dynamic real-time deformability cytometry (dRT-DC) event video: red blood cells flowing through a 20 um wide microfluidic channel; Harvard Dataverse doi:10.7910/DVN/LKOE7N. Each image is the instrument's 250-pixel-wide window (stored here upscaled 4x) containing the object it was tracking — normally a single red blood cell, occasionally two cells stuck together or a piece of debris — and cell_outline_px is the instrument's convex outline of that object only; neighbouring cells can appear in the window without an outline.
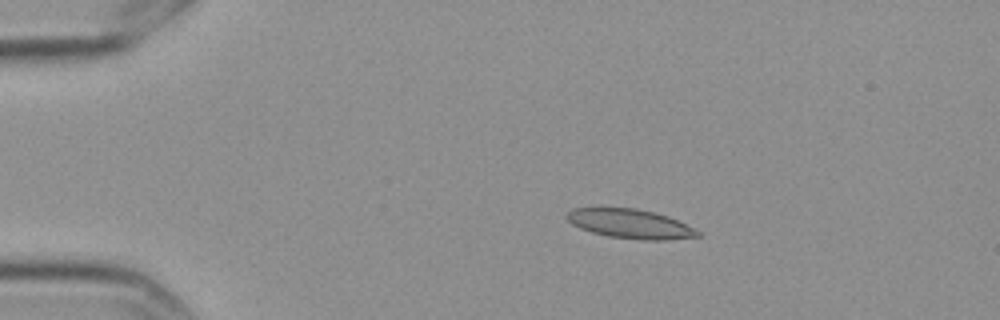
{"species": "Egyptian fruit bat (a non-hibernating species)", "species_latin": "Rousettus aegyptiacus", "temperature_condition": "cold", "stored_images_in_passage": 9, "camera_frame_rate_fps": 3000, "um_per_image_px": 0.085, "frame": {"image": 1, "passage_image": 3, "time_ms": 0.667, "image_size_px": [1000, 320], "cell_outline_px": [[700, 236], [668, 240], [644, 240], [608, 236], [592, 232], [580, 228], [572, 224], [564, 216], [572, 208], [636, 208], [668, 216], [700, 232]], "centroid_in_image_um": [53.54, 19.02], "position_along_channel_um": 31.5, "area_um2": 22.08}}
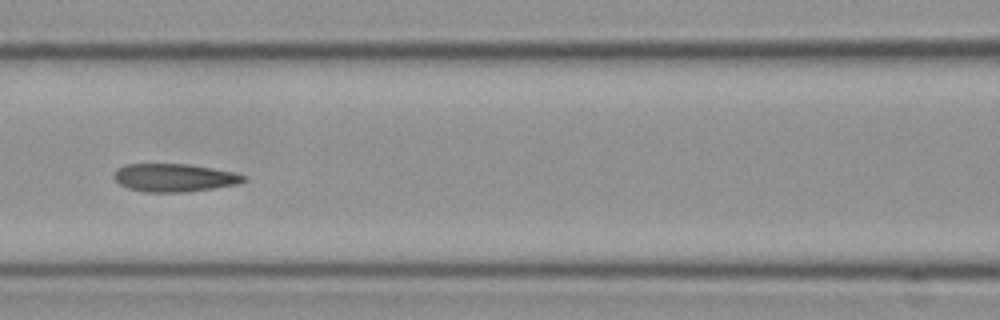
{"frame": {"image": 2, "passage_image": 7, "time_ms": 2.0, "image_size_px": [1000, 320], "cell_outline_px": [[248, 180], [240, 184], [184, 192], [144, 192], [128, 188], [120, 184], [112, 176], [116, 168], [124, 164], [188, 164], [212, 168], [232, 172], [244, 176]], "centroid_in_image_um": [14.78, 15.1], "position_along_channel_um": 151.8, "area_um2": 21.21}}
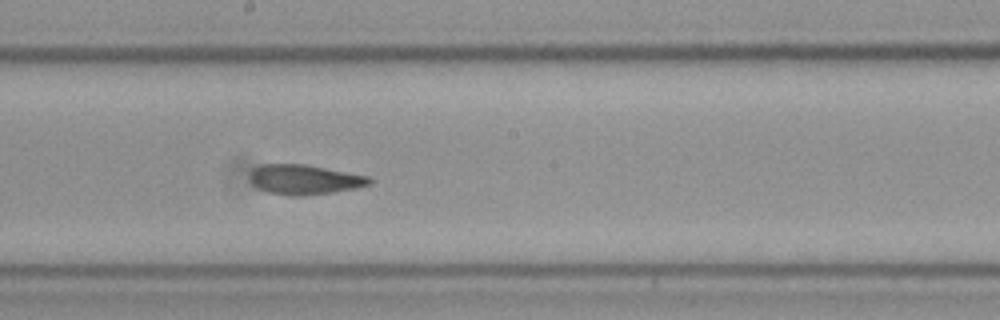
{"frame": {"image": 3, "passage_image": 9, "time_ms": 2.667, "image_size_px": [1000, 320], "cell_outline_px": [[376, 180], [372, 184], [356, 188], [332, 192], [300, 196], [288, 196], [268, 192], [252, 184], [252, 168], [260, 164], [304, 164], [372, 176]], "centroid_in_image_um": [25.97, 15.26], "position_along_channel_um": 222.2, "area_um2": 20.92}}